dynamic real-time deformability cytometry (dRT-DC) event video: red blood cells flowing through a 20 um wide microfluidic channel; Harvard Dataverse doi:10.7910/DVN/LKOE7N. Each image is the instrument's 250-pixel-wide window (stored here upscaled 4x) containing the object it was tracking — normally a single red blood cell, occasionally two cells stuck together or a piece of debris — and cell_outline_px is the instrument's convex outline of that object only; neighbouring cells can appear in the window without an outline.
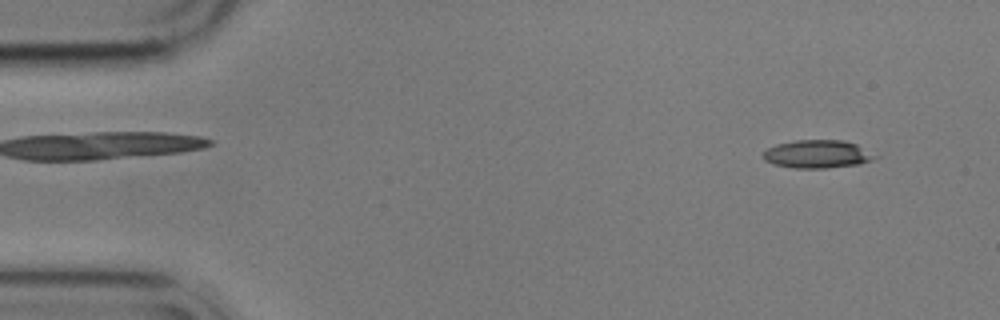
{"species": "common noctule bat (a hibernating species)", "species_latin": "Nyctalus noctula", "temperature_condition": "cold", "stored_images_in_passage": 7, "camera_frame_rate_fps": 3000, "um_per_image_px": 0.085, "animal": {"sex": "male", "body_mass_g": 17.9}, "frame": {"image": 1, "passage_image": 2, "time_ms": 0.333, "image_size_px": [1000, 320], "cell_outline_px": [[880, 156], [872, 160], [860, 164], [828, 168], [792, 168], [772, 164], [764, 160], [760, 156], [768, 148], [776, 144], [796, 140], [844, 140], [856, 144]], "centroid_in_image_um": [69.47, 13.1], "position_along_channel_um": 15.5, "area_um2": 18.55}}